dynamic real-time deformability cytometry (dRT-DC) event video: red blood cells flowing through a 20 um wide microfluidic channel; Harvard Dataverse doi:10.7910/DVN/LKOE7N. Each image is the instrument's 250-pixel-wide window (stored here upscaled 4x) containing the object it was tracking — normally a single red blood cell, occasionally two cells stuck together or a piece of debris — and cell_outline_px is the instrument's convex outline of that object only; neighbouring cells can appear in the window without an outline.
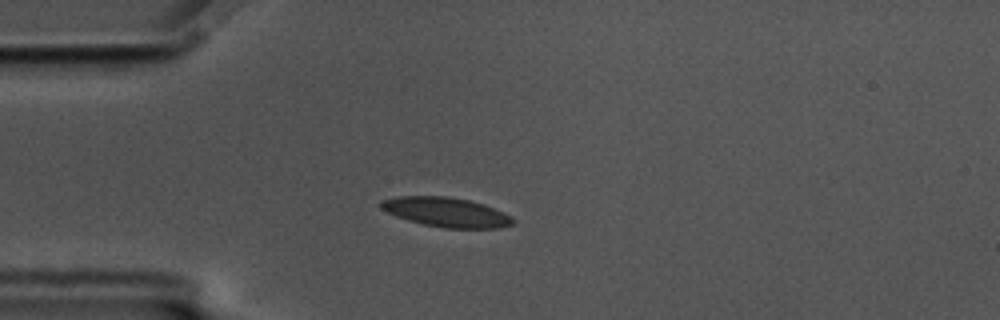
{"species": "common noctule bat (a hibernating species)", "species_latin": "Nyctalus noctula", "temperature_condition": "cold", "stored_images_in_passage": 45, "camera_frame_rate_fps": 3000, "um_per_image_px": 0.085, "animal": {"sex": "male", "body_mass_g": 17.5, "forearm_length_mm": 52.3}, "frame": {"image": 1, "passage_image": 11, "time_ms": 3.333, "image_size_px": [1000, 320], "cell_outline_px": [[516, 224], [500, 228], [444, 228], [424, 224], [408, 220], [396, 216], [380, 208], [380, 200], [400, 196], [448, 196], [468, 200], [484, 204], [504, 212], [512, 216], [516, 220]], "centroid_in_image_um": [37.98, 18.04], "position_along_channel_um": 47.0, "area_um2": 22.83}}
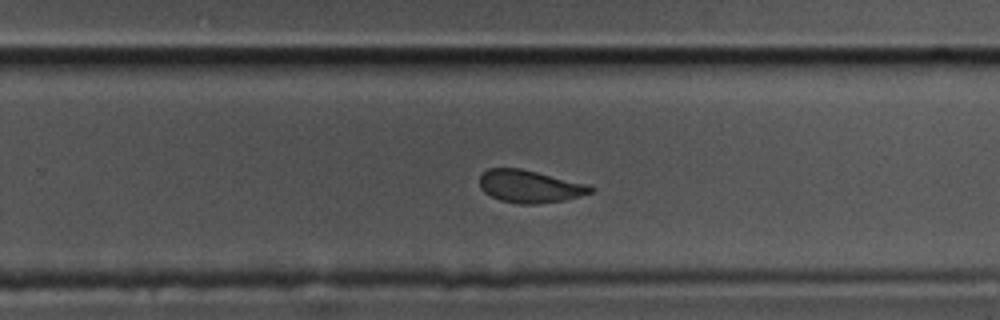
{"frame": {"image": 2, "passage_image": 33, "time_ms": 10.667, "image_size_px": [1000, 320], "cell_outline_px": [[596, 188], [592, 192], [580, 196], [564, 200], [536, 204], [520, 204], [500, 200], [484, 192], [480, 188], [480, 176], [488, 168], [520, 168], [588, 184]], "centroid_in_image_um": [45.04, 15.84], "position_along_channel_um": 284.8, "area_um2": 20.98}}
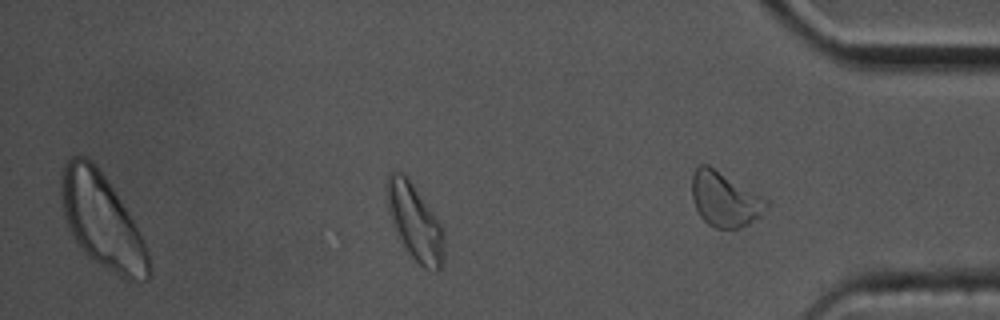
{"frame": {"image": 3, "passage_image": 41, "time_ms": 13.333, "image_size_px": [1000, 320], "cell_outline_px": [[444, 264], [436, 272], [424, 268], [412, 256], [396, 232], [388, 212], [384, 188], [384, 184], [388, 172], [404, 172], [444, 228]], "centroid_in_image_um": [35.25, 18.84], "position_along_channel_um": 400.0, "area_um2": 25.61}, "authors_computed_cell_mechanics": {"area_um2": 22.1374, "velocity_mm_per_s": 3.4436, "shape_relaxation_time_tau1_ms": 4.6883, "shape_relaxation_time_tau2_ms": 1.8842, "deformation_change_tau1": 0.1053, "deformation_change_tau2": 0.059}}